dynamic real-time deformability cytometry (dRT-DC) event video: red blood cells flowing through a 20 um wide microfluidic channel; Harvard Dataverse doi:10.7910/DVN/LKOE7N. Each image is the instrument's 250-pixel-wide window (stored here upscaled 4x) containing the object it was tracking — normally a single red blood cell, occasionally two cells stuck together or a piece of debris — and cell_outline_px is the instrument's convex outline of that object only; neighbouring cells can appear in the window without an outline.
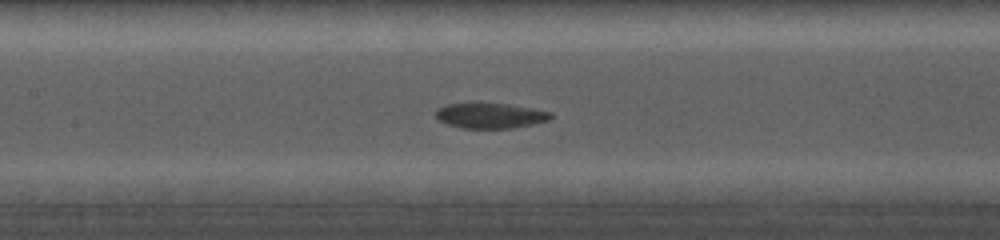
{"species": "common noctule bat (a hibernating species)", "species_latin": "Nyctalus noctula", "temperature_condition": "cold", "stored_images_in_passage": 42, "camera_frame_rate_fps": 5000, "um_per_image_px": 0.085, "animal": {"sex": "female", "body_mass_g": 19.0, "forearm_length_mm": 56.7}, "frame": {"image": 1, "passage_image": 10, "time_ms": 2.8, "image_size_px": [1000, 240], "cell_outline_px": [[552, 116], [548, 120], [532, 124], [512, 128], [464, 128], [448, 124], [436, 120], [436, 108], [448, 104], [480, 100], [508, 104], [532, 108], [552, 112]], "centroid_in_image_um": [41.61, 9.78], "position_along_channel_um": 165.8, "area_um2": 17.57}}
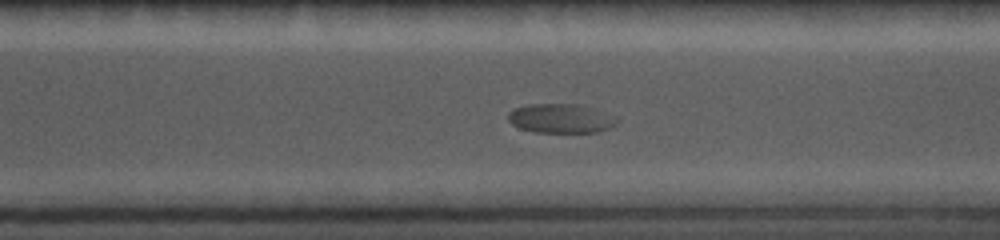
{"frame": {"image": 2, "passage_image": 25, "time_ms": 7.2, "image_size_px": [1000, 240], "cell_outline_px": [[620, 120], [616, 124], [596, 132], [536, 132], [520, 128], [512, 124], [508, 120], [508, 112], [512, 108], [528, 104], [580, 104]], "centroid_in_image_um": [47.57, 10.06], "position_along_channel_um": 323.0, "area_um2": 18.21}}
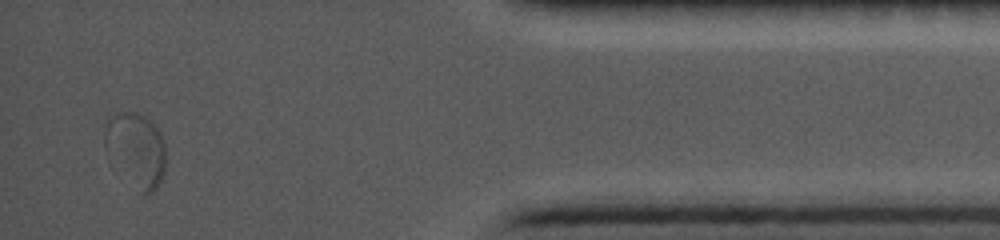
{"frame": {"image": 3, "passage_image": 39, "time_ms": 11.0, "image_size_px": [1000, 240], "cell_outline_px": [[164, 172], [160, 180], [152, 192], [140, 192], [108, 124], [108, 120], [112, 116], [120, 112], [136, 112], [152, 120], [156, 124], [160, 132], [164, 144]], "centroid_in_image_um": [11.89, 12.56], "position_along_channel_um": 423.3, "area_um2": 21.44}}